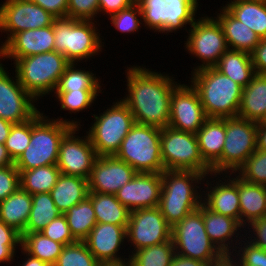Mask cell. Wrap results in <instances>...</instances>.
Listing matches in <instances>:
<instances>
[{"mask_svg": "<svg viewBox=\"0 0 266 266\" xmlns=\"http://www.w3.org/2000/svg\"><path fill=\"white\" fill-rule=\"evenodd\" d=\"M128 69L129 96L122 101L130 109L135 122L160 129L168 127L171 95L177 84L175 85L169 76L151 72L146 68Z\"/></svg>", "mask_w": 266, "mask_h": 266, "instance_id": "obj_1", "label": "cell"}, {"mask_svg": "<svg viewBox=\"0 0 266 266\" xmlns=\"http://www.w3.org/2000/svg\"><path fill=\"white\" fill-rule=\"evenodd\" d=\"M192 78L207 118L238 116L243 87L214 67L197 69Z\"/></svg>", "mask_w": 266, "mask_h": 266, "instance_id": "obj_2", "label": "cell"}, {"mask_svg": "<svg viewBox=\"0 0 266 266\" xmlns=\"http://www.w3.org/2000/svg\"><path fill=\"white\" fill-rule=\"evenodd\" d=\"M38 112L31 119V138L28 147L14 161L18 171L57 164L60 143L77 122L44 120ZM45 121V122H44Z\"/></svg>", "mask_w": 266, "mask_h": 266, "instance_id": "obj_3", "label": "cell"}, {"mask_svg": "<svg viewBox=\"0 0 266 266\" xmlns=\"http://www.w3.org/2000/svg\"><path fill=\"white\" fill-rule=\"evenodd\" d=\"M205 175L195 171L164 170L161 173L162 189L159 209L166 222L173 227L188 214L197 210L202 202L196 196L190 181L203 179Z\"/></svg>", "mask_w": 266, "mask_h": 266, "instance_id": "obj_4", "label": "cell"}, {"mask_svg": "<svg viewBox=\"0 0 266 266\" xmlns=\"http://www.w3.org/2000/svg\"><path fill=\"white\" fill-rule=\"evenodd\" d=\"M161 132L158 127L136 123L121 142L115 157L137 173H162L165 169L160 149Z\"/></svg>", "mask_w": 266, "mask_h": 266, "instance_id": "obj_5", "label": "cell"}, {"mask_svg": "<svg viewBox=\"0 0 266 266\" xmlns=\"http://www.w3.org/2000/svg\"><path fill=\"white\" fill-rule=\"evenodd\" d=\"M16 78L34 98L56 89L61 75L70 64L63 54L56 51L19 58Z\"/></svg>", "mask_w": 266, "mask_h": 266, "instance_id": "obj_6", "label": "cell"}, {"mask_svg": "<svg viewBox=\"0 0 266 266\" xmlns=\"http://www.w3.org/2000/svg\"><path fill=\"white\" fill-rule=\"evenodd\" d=\"M161 158L165 170H183L203 173L211 167L201 156L196 134L164 127L160 138Z\"/></svg>", "mask_w": 266, "mask_h": 266, "instance_id": "obj_7", "label": "cell"}, {"mask_svg": "<svg viewBox=\"0 0 266 266\" xmlns=\"http://www.w3.org/2000/svg\"><path fill=\"white\" fill-rule=\"evenodd\" d=\"M90 22V23H89ZM92 21L55 18L53 21L55 51L70 63L89 58L101 48L98 33Z\"/></svg>", "mask_w": 266, "mask_h": 266, "instance_id": "obj_8", "label": "cell"}, {"mask_svg": "<svg viewBox=\"0 0 266 266\" xmlns=\"http://www.w3.org/2000/svg\"><path fill=\"white\" fill-rule=\"evenodd\" d=\"M94 117L96 122L89 131L88 137L97 156H115L121 142L136 124L133 114L120 100L100 117L95 115Z\"/></svg>", "mask_w": 266, "mask_h": 266, "instance_id": "obj_9", "label": "cell"}, {"mask_svg": "<svg viewBox=\"0 0 266 266\" xmlns=\"http://www.w3.org/2000/svg\"><path fill=\"white\" fill-rule=\"evenodd\" d=\"M258 123L236 117L226 118V135L221 158L211 167L212 172L227 169L238 171L248 157L257 150Z\"/></svg>", "mask_w": 266, "mask_h": 266, "instance_id": "obj_10", "label": "cell"}, {"mask_svg": "<svg viewBox=\"0 0 266 266\" xmlns=\"http://www.w3.org/2000/svg\"><path fill=\"white\" fill-rule=\"evenodd\" d=\"M171 239L177 254L206 263L218 257L221 252L211 242L203 221V203L188 214L171 230Z\"/></svg>", "mask_w": 266, "mask_h": 266, "instance_id": "obj_11", "label": "cell"}, {"mask_svg": "<svg viewBox=\"0 0 266 266\" xmlns=\"http://www.w3.org/2000/svg\"><path fill=\"white\" fill-rule=\"evenodd\" d=\"M142 18L150 29L171 32L194 23L197 0H137Z\"/></svg>", "mask_w": 266, "mask_h": 266, "instance_id": "obj_12", "label": "cell"}, {"mask_svg": "<svg viewBox=\"0 0 266 266\" xmlns=\"http://www.w3.org/2000/svg\"><path fill=\"white\" fill-rule=\"evenodd\" d=\"M171 230L159 207L144 208L130 212L126 236L140 250L170 241Z\"/></svg>", "mask_w": 266, "mask_h": 266, "instance_id": "obj_13", "label": "cell"}, {"mask_svg": "<svg viewBox=\"0 0 266 266\" xmlns=\"http://www.w3.org/2000/svg\"><path fill=\"white\" fill-rule=\"evenodd\" d=\"M191 27L193 29L187 39L186 48L204 61L202 66L195 70L214 67L220 57L230 49L219 22L206 17L200 21H194Z\"/></svg>", "mask_w": 266, "mask_h": 266, "instance_id": "obj_14", "label": "cell"}, {"mask_svg": "<svg viewBox=\"0 0 266 266\" xmlns=\"http://www.w3.org/2000/svg\"><path fill=\"white\" fill-rule=\"evenodd\" d=\"M55 17L30 0H7L0 7V29L10 32L4 44L16 33L45 28Z\"/></svg>", "mask_w": 266, "mask_h": 266, "instance_id": "obj_15", "label": "cell"}, {"mask_svg": "<svg viewBox=\"0 0 266 266\" xmlns=\"http://www.w3.org/2000/svg\"><path fill=\"white\" fill-rule=\"evenodd\" d=\"M206 119L197 90L177 85L171 95L169 127L196 134Z\"/></svg>", "mask_w": 266, "mask_h": 266, "instance_id": "obj_16", "label": "cell"}, {"mask_svg": "<svg viewBox=\"0 0 266 266\" xmlns=\"http://www.w3.org/2000/svg\"><path fill=\"white\" fill-rule=\"evenodd\" d=\"M76 128L63 137L56 165L62 174L88 179L98 156L88 136L85 140L73 136Z\"/></svg>", "mask_w": 266, "mask_h": 266, "instance_id": "obj_17", "label": "cell"}, {"mask_svg": "<svg viewBox=\"0 0 266 266\" xmlns=\"http://www.w3.org/2000/svg\"><path fill=\"white\" fill-rule=\"evenodd\" d=\"M0 64V118L13 124L32 119L39 111L31 103L34 98L19 83L11 80Z\"/></svg>", "mask_w": 266, "mask_h": 266, "instance_id": "obj_18", "label": "cell"}, {"mask_svg": "<svg viewBox=\"0 0 266 266\" xmlns=\"http://www.w3.org/2000/svg\"><path fill=\"white\" fill-rule=\"evenodd\" d=\"M161 189V173H136L115 196L131 212L158 207Z\"/></svg>", "mask_w": 266, "mask_h": 266, "instance_id": "obj_19", "label": "cell"}, {"mask_svg": "<svg viewBox=\"0 0 266 266\" xmlns=\"http://www.w3.org/2000/svg\"><path fill=\"white\" fill-rule=\"evenodd\" d=\"M136 173L130 165L115 156L98 157L88 178L89 192L115 195Z\"/></svg>", "mask_w": 266, "mask_h": 266, "instance_id": "obj_20", "label": "cell"}, {"mask_svg": "<svg viewBox=\"0 0 266 266\" xmlns=\"http://www.w3.org/2000/svg\"><path fill=\"white\" fill-rule=\"evenodd\" d=\"M55 51L53 24L45 28L20 31L0 47V56L19 58Z\"/></svg>", "mask_w": 266, "mask_h": 266, "instance_id": "obj_21", "label": "cell"}, {"mask_svg": "<svg viewBox=\"0 0 266 266\" xmlns=\"http://www.w3.org/2000/svg\"><path fill=\"white\" fill-rule=\"evenodd\" d=\"M125 237H127L125 227L97 223L84 242L100 263H120L124 261L117 257L116 253Z\"/></svg>", "mask_w": 266, "mask_h": 266, "instance_id": "obj_22", "label": "cell"}, {"mask_svg": "<svg viewBox=\"0 0 266 266\" xmlns=\"http://www.w3.org/2000/svg\"><path fill=\"white\" fill-rule=\"evenodd\" d=\"M226 118H207L196 133L201 156L212 167L222 155Z\"/></svg>", "mask_w": 266, "mask_h": 266, "instance_id": "obj_23", "label": "cell"}, {"mask_svg": "<svg viewBox=\"0 0 266 266\" xmlns=\"http://www.w3.org/2000/svg\"><path fill=\"white\" fill-rule=\"evenodd\" d=\"M49 193L57 209L64 214L88 196V179L61 173Z\"/></svg>", "mask_w": 266, "mask_h": 266, "instance_id": "obj_24", "label": "cell"}, {"mask_svg": "<svg viewBox=\"0 0 266 266\" xmlns=\"http://www.w3.org/2000/svg\"><path fill=\"white\" fill-rule=\"evenodd\" d=\"M217 18L216 20L219 22L226 38L227 46H231L232 50L251 54L259 44L260 37L244 23L233 17L225 8Z\"/></svg>", "mask_w": 266, "mask_h": 266, "instance_id": "obj_25", "label": "cell"}, {"mask_svg": "<svg viewBox=\"0 0 266 266\" xmlns=\"http://www.w3.org/2000/svg\"><path fill=\"white\" fill-rule=\"evenodd\" d=\"M32 206V195L19 187L0 202V220L17 232L24 234Z\"/></svg>", "mask_w": 266, "mask_h": 266, "instance_id": "obj_26", "label": "cell"}, {"mask_svg": "<svg viewBox=\"0 0 266 266\" xmlns=\"http://www.w3.org/2000/svg\"><path fill=\"white\" fill-rule=\"evenodd\" d=\"M266 112V74H255L243 88L238 117L259 122Z\"/></svg>", "mask_w": 266, "mask_h": 266, "instance_id": "obj_27", "label": "cell"}, {"mask_svg": "<svg viewBox=\"0 0 266 266\" xmlns=\"http://www.w3.org/2000/svg\"><path fill=\"white\" fill-rule=\"evenodd\" d=\"M223 8L248 26L260 39L266 38V1L234 0Z\"/></svg>", "mask_w": 266, "mask_h": 266, "instance_id": "obj_28", "label": "cell"}, {"mask_svg": "<svg viewBox=\"0 0 266 266\" xmlns=\"http://www.w3.org/2000/svg\"><path fill=\"white\" fill-rule=\"evenodd\" d=\"M223 75L245 88L254 77L255 70L251 54L228 49L214 66Z\"/></svg>", "mask_w": 266, "mask_h": 266, "instance_id": "obj_29", "label": "cell"}, {"mask_svg": "<svg viewBox=\"0 0 266 266\" xmlns=\"http://www.w3.org/2000/svg\"><path fill=\"white\" fill-rule=\"evenodd\" d=\"M226 185L218 184L207 194V202L203 203L208 209L221 215L236 219L241 224L240 202L238 194V178L230 180ZM220 185V186H219Z\"/></svg>", "mask_w": 266, "mask_h": 266, "instance_id": "obj_30", "label": "cell"}, {"mask_svg": "<svg viewBox=\"0 0 266 266\" xmlns=\"http://www.w3.org/2000/svg\"><path fill=\"white\" fill-rule=\"evenodd\" d=\"M238 194L241 225H244V216L248 223L266 216V186L247 182L238 176Z\"/></svg>", "mask_w": 266, "mask_h": 266, "instance_id": "obj_31", "label": "cell"}, {"mask_svg": "<svg viewBox=\"0 0 266 266\" xmlns=\"http://www.w3.org/2000/svg\"><path fill=\"white\" fill-rule=\"evenodd\" d=\"M97 223L123 226L127 229L130 211L113 194L89 192Z\"/></svg>", "mask_w": 266, "mask_h": 266, "instance_id": "obj_32", "label": "cell"}, {"mask_svg": "<svg viewBox=\"0 0 266 266\" xmlns=\"http://www.w3.org/2000/svg\"><path fill=\"white\" fill-rule=\"evenodd\" d=\"M203 221L211 242L221 253H229L227 242L242 225L234 218L221 215L203 204ZM218 245V246H217Z\"/></svg>", "mask_w": 266, "mask_h": 266, "instance_id": "obj_33", "label": "cell"}, {"mask_svg": "<svg viewBox=\"0 0 266 266\" xmlns=\"http://www.w3.org/2000/svg\"><path fill=\"white\" fill-rule=\"evenodd\" d=\"M64 215L70 232L76 241H84L97 224L92 201L88 196L72 206Z\"/></svg>", "mask_w": 266, "mask_h": 266, "instance_id": "obj_34", "label": "cell"}, {"mask_svg": "<svg viewBox=\"0 0 266 266\" xmlns=\"http://www.w3.org/2000/svg\"><path fill=\"white\" fill-rule=\"evenodd\" d=\"M20 187L31 195L49 193L61 172L56 164L19 171Z\"/></svg>", "mask_w": 266, "mask_h": 266, "instance_id": "obj_35", "label": "cell"}, {"mask_svg": "<svg viewBox=\"0 0 266 266\" xmlns=\"http://www.w3.org/2000/svg\"><path fill=\"white\" fill-rule=\"evenodd\" d=\"M28 256H33L53 266L64 247L63 244L51 240L41 232L24 233L21 245Z\"/></svg>", "mask_w": 266, "mask_h": 266, "instance_id": "obj_36", "label": "cell"}, {"mask_svg": "<svg viewBox=\"0 0 266 266\" xmlns=\"http://www.w3.org/2000/svg\"><path fill=\"white\" fill-rule=\"evenodd\" d=\"M61 214L50 193L32 195L31 211L24 233L41 232L46 225Z\"/></svg>", "mask_w": 266, "mask_h": 266, "instance_id": "obj_37", "label": "cell"}, {"mask_svg": "<svg viewBox=\"0 0 266 266\" xmlns=\"http://www.w3.org/2000/svg\"><path fill=\"white\" fill-rule=\"evenodd\" d=\"M172 239L158 245L136 250L130 258L132 266H170L176 253Z\"/></svg>", "mask_w": 266, "mask_h": 266, "instance_id": "obj_38", "label": "cell"}, {"mask_svg": "<svg viewBox=\"0 0 266 266\" xmlns=\"http://www.w3.org/2000/svg\"><path fill=\"white\" fill-rule=\"evenodd\" d=\"M74 63H70L61 75L55 92L98 90V79L89 71L74 70Z\"/></svg>", "mask_w": 266, "mask_h": 266, "instance_id": "obj_39", "label": "cell"}, {"mask_svg": "<svg viewBox=\"0 0 266 266\" xmlns=\"http://www.w3.org/2000/svg\"><path fill=\"white\" fill-rule=\"evenodd\" d=\"M101 263L88 250L84 241L64 245L53 266H99Z\"/></svg>", "mask_w": 266, "mask_h": 266, "instance_id": "obj_40", "label": "cell"}, {"mask_svg": "<svg viewBox=\"0 0 266 266\" xmlns=\"http://www.w3.org/2000/svg\"><path fill=\"white\" fill-rule=\"evenodd\" d=\"M31 138V119L13 124L4 145L11 159L15 161L28 147Z\"/></svg>", "mask_w": 266, "mask_h": 266, "instance_id": "obj_41", "label": "cell"}, {"mask_svg": "<svg viewBox=\"0 0 266 266\" xmlns=\"http://www.w3.org/2000/svg\"><path fill=\"white\" fill-rule=\"evenodd\" d=\"M239 169L241 179L266 186V151L256 150Z\"/></svg>", "mask_w": 266, "mask_h": 266, "instance_id": "obj_42", "label": "cell"}, {"mask_svg": "<svg viewBox=\"0 0 266 266\" xmlns=\"http://www.w3.org/2000/svg\"><path fill=\"white\" fill-rule=\"evenodd\" d=\"M99 90H79L67 92H55L61 103V108L78 112L90 106Z\"/></svg>", "mask_w": 266, "mask_h": 266, "instance_id": "obj_43", "label": "cell"}, {"mask_svg": "<svg viewBox=\"0 0 266 266\" xmlns=\"http://www.w3.org/2000/svg\"><path fill=\"white\" fill-rule=\"evenodd\" d=\"M137 13L142 17V12L138 3L134 2L129 7L110 15L112 24L122 32H134L138 30L140 26V21L136 15Z\"/></svg>", "mask_w": 266, "mask_h": 266, "instance_id": "obj_44", "label": "cell"}, {"mask_svg": "<svg viewBox=\"0 0 266 266\" xmlns=\"http://www.w3.org/2000/svg\"><path fill=\"white\" fill-rule=\"evenodd\" d=\"M41 233H43L51 240L57 241L63 245H68L76 242L70 232L64 214H61L57 218L53 219L48 225L45 226Z\"/></svg>", "mask_w": 266, "mask_h": 266, "instance_id": "obj_45", "label": "cell"}, {"mask_svg": "<svg viewBox=\"0 0 266 266\" xmlns=\"http://www.w3.org/2000/svg\"><path fill=\"white\" fill-rule=\"evenodd\" d=\"M97 12H100L99 0H68V18L90 21Z\"/></svg>", "mask_w": 266, "mask_h": 266, "instance_id": "obj_46", "label": "cell"}, {"mask_svg": "<svg viewBox=\"0 0 266 266\" xmlns=\"http://www.w3.org/2000/svg\"><path fill=\"white\" fill-rule=\"evenodd\" d=\"M20 187V173L16 166L0 168V202L13 194Z\"/></svg>", "mask_w": 266, "mask_h": 266, "instance_id": "obj_47", "label": "cell"}, {"mask_svg": "<svg viewBox=\"0 0 266 266\" xmlns=\"http://www.w3.org/2000/svg\"><path fill=\"white\" fill-rule=\"evenodd\" d=\"M249 244V245H248ZM241 254L240 266H266V250L248 242Z\"/></svg>", "mask_w": 266, "mask_h": 266, "instance_id": "obj_48", "label": "cell"}, {"mask_svg": "<svg viewBox=\"0 0 266 266\" xmlns=\"http://www.w3.org/2000/svg\"><path fill=\"white\" fill-rule=\"evenodd\" d=\"M55 18L67 17L68 0H30Z\"/></svg>", "mask_w": 266, "mask_h": 266, "instance_id": "obj_49", "label": "cell"}, {"mask_svg": "<svg viewBox=\"0 0 266 266\" xmlns=\"http://www.w3.org/2000/svg\"><path fill=\"white\" fill-rule=\"evenodd\" d=\"M251 58L255 73L266 74V38L260 40L251 53Z\"/></svg>", "mask_w": 266, "mask_h": 266, "instance_id": "obj_50", "label": "cell"}, {"mask_svg": "<svg viewBox=\"0 0 266 266\" xmlns=\"http://www.w3.org/2000/svg\"><path fill=\"white\" fill-rule=\"evenodd\" d=\"M250 224L252 225L254 232H256L255 235H257V239H255L256 241H251L250 243L266 250V216L255 219L251 221Z\"/></svg>", "mask_w": 266, "mask_h": 266, "instance_id": "obj_51", "label": "cell"}, {"mask_svg": "<svg viewBox=\"0 0 266 266\" xmlns=\"http://www.w3.org/2000/svg\"><path fill=\"white\" fill-rule=\"evenodd\" d=\"M134 2V0H99V11L103 10L112 15L129 7Z\"/></svg>", "mask_w": 266, "mask_h": 266, "instance_id": "obj_52", "label": "cell"}, {"mask_svg": "<svg viewBox=\"0 0 266 266\" xmlns=\"http://www.w3.org/2000/svg\"><path fill=\"white\" fill-rule=\"evenodd\" d=\"M22 241H0V262H9L15 253L16 244Z\"/></svg>", "mask_w": 266, "mask_h": 266, "instance_id": "obj_53", "label": "cell"}, {"mask_svg": "<svg viewBox=\"0 0 266 266\" xmlns=\"http://www.w3.org/2000/svg\"><path fill=\"white\" fill-rule=\"evenodd\" d=\"M0 241H22V236L0 220Z\"/></svg>", "mask_w": 266, "mask_h": 266, "instance_id": "obj_54", "label": "cell"}, {"mask_svg": "<svg viewBox=\"0 0 266 266\" xmlns=\"http://www.w3.org/2000/svg\"><path fill=\"white\" fill-rule=\"evenodd\" d=\"M208 263L175 253L170 266H207Z\"/></svg>", "mask_w": 266, "mask_h": 266, "instance_id": "obj_55", "label": "cell"}, {"mask_svg": "<svg viewBox=\"0 0 266 266\" xmlns=\"http://www.w3.org/2000/svg\"><path fill=\"white\" fill-rule=\"evenodd\" d=\"M230 253H221L218 257L208 263L207 266H236L232 264Z\"/></svg>", "mask_w": 266, "mask_h": 266, "instance_id": "obj_56", "label": "cell"}, {"mask_svg": "<svg viewBox=\"0 0 266 266\" xmlns=\"http://www.w3.org/2000/svg\"><path fill=\"white\" fill-rule=\"evenodd\" d=\"M257 150L266 151V125L258 124Z\"/></svg>", "mask_w": 266, "mask_h": 266, "instance_id": "obj_57", "label": "cell"}, {"mask_svg": "<svg viewBox=\"0 0 266 266\" xmlns=\"http://www.w3.org/2000/svg\"><path fill=\"white\" fill-rule=\"evenodd\" d=\"M13 123L0 118V144H4L9 136Z\"/></svg>", "mask_w": 266, "mask_h": 266, "instance_id": "obj_58", "label": "cell"}, {"mask_svg": "<svg viewBox=\"0 0 266 266\" xmlns=\"http://www.w3.org/2000/svg\"><path fill=\"white\" fill-rule=\"evenodd\" d=\"M14 161L9 156L4 144H0V168L13 165Z\"/></svg>", "mask_w": 266, "mask_h": 266, "instance_id": "obj_59", "label": "cell"}, {"mask_svg": "<svg viewBox=\"0 0 266 266\" xmlns=\"http://www.w3.org/2000/svg\"><path fill=\"white\" fill-rule=\"evenodd\" d=\"M22 266H50L48 263L41 261L38 258L30 256L27 261Z\"/></svg>", "mask_w": 266, "mask_h": 266, "instance_id": "obj_60", "label": "cell"}, {"mask_svg": "<svg viewBox=\"0 0 266 266\" xmlns=\"http://www.w3.org/2000/svg\"><path fill=\"white\" fill-rule=\"evenodd\" d=\"M99 266H132L130 261H128L127 263L124 262H120V263H101Z\"/></svg>", "mask_w": 266, "mask_h": 266, "instance_id": "obj_61", "label": "cell"}, {"mask_svg": "<svg viewBox=\"0 0 266 266\" xmlns=\"http://www.w3.org/2000/svg\"><path fill=\"white\" fill-rule=\"evenodd\" d=\"M258 124L266 125V112H265L263 118L258 122Z\"/></svg>", "mask_w": 266, "mask_h": 266, "instance_id": "obj_62", "label": "cell"}]
</instances>
